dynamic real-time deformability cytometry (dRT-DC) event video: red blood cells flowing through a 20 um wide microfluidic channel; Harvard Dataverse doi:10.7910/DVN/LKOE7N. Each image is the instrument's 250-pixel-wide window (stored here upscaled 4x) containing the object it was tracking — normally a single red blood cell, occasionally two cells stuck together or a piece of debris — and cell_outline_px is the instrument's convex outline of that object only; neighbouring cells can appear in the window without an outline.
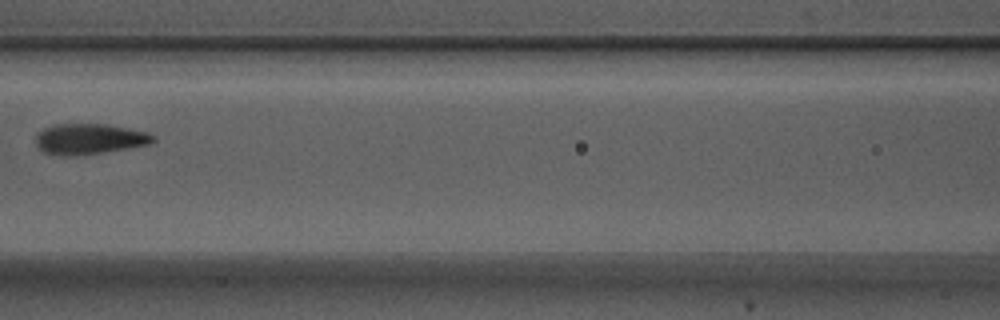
{"species": "Egyptian fruit bat (a non-hibernating species)", "species_latin": "Rousettus aegyptiacus", "temperature_condition": "warm", "stored_images_in_passage": 10, "camera_frame_rate_fps": 3000, "um_per_image_px": 0.085, "animal": {"sex": "male"}, "frame": {"image": 1, "passage_image": 9, "time_ms": 2.667, "image_size_px": [1000, 320], "cell_outline_px": [[156, 140], [148, 144], [100, 152], [68, 156], [60, 156], [44, 152], [36, 144], [36, 132], [44, 128], [56, 124], [108, 124], [148, 132], [156, 136]], "centroid_in_image_um": [7.57, 11.79], "position_along_channel_um": 159.0, "area_um2": 20.75}}
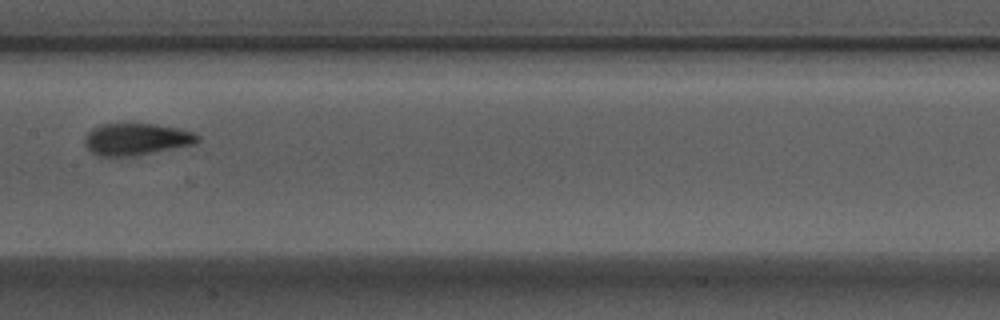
{"frame": {"image": 2, "passage_image": 10, "time_ms": 3.0, "image_size_px": [1000, 320], "cell_outline_px": [[200, 140], [192, 144], [132, 156], [100, 156], [92, 152], [84, 144], [84, 136], [92, 128], [100, 124], [156, 124], [176, 128], [192, 132], [200, 136]], "centroid_in_image_um": [11.54, 11.82], "position_along_channel_um": 195.9, "area_um2": 20.69}}